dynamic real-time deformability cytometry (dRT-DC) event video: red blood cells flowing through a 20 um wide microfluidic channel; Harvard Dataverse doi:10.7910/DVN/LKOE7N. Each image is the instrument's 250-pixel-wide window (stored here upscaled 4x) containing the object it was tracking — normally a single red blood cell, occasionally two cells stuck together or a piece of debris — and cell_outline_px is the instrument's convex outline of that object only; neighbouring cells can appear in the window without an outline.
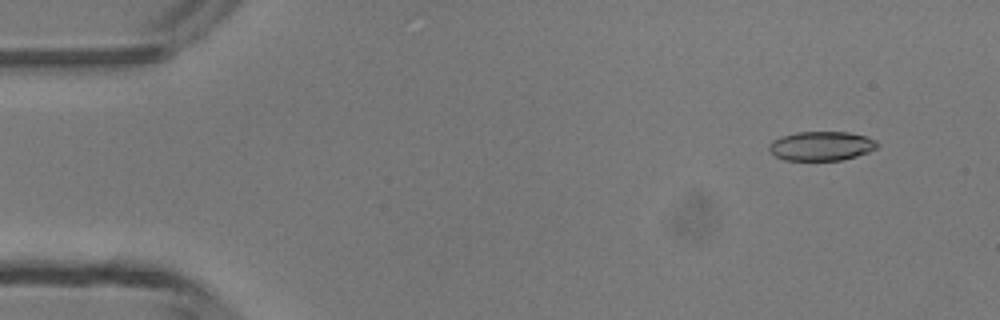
{"species": "common noctule bat (a hibernating species)", "species_latin": "Nyctalus noctula", "temperature_condition": "room temperature", "stored_images_in_passage": 3, "camera_frame_rate_fps": 3000, "um_per_image_px": 0.085, "animal": {"sex": "male", "body_mass_g": 13.3}, "frame": {"image": 1, "passage_image": 1, "time_ms": 0.0, "image_size_px": [1000, 320], "cell_outline_px": [[880, 144], [876, 148], [868, 152], [856, 156], [840, 160], [784, 160], [776, 156], [768, 148], [768, 144], [772, 140], [780, 136], [796, 132], [848, 132], [864, 136], [876, 140]], "centroid_in_image_um": [69.8, 12.4], "position_along_channel_um": 15.2, "area_um2": 18.44}}
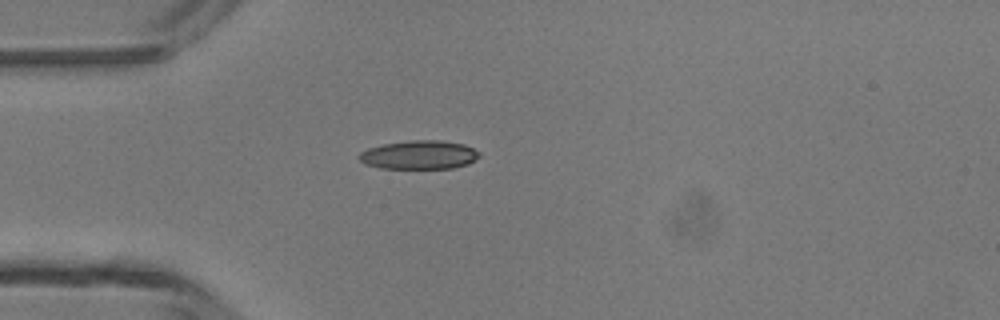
{"frame": {"image": 2, "passage_image": 3, "time_ms": 3.0, "image_size_px": [1000, 320], "cell_outline_px": [[480, 156], [476, 160], [468, 164], [452, 168], [380, 168], [364, 164], [356, 156], [360, 152], [368, 148], [384, 144], [412, 140], [440, 140], [464, 144], [480, 152]], "centroid_in_image_um": [35.63, 13.16], "position_along_channel_um": 49.4, "area_um2": 20.17}}